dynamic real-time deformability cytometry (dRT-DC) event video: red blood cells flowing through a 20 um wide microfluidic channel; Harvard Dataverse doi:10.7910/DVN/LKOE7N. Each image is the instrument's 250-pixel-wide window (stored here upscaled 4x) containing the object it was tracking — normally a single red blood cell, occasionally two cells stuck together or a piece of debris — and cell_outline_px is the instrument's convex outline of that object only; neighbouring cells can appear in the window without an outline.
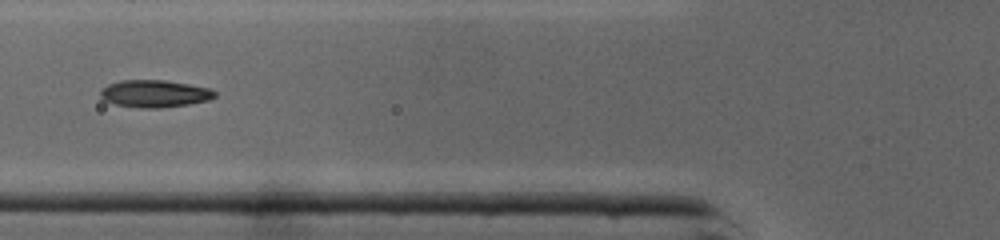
{"species": "common noctule bat (a hibernating species)", "species_latin": "Nyctalus noctula", "temperature_condition": "cold", "stored_images_in_passage": 46, "segment_of_instrument_passage": [2, 2], "camera_frame_rate_fps": 3000, "um_per_image_px": 0.085, "animal": {"sex": "male", "body_mass_g": 19.0, "forearm_length_mm": 50.8}, "frame": {"image": 1, "passage_image": 17, "time_ms": 5.333, "image_size_px": [1000, 240], "cell_outline_px": [[216, 96], [208, 100], [188, 104], [156, 108], [140, 108], [116, 104], [104, 100], [100, 96], [100, 92], [108, 84], [120, 80], [164, 80], [188, 84], [208, 88], [216, 92]], "centroid_in_image_um": [13.13, 7.95], "position_along_channel_um": 112.7, "area_um2": 17.98}}
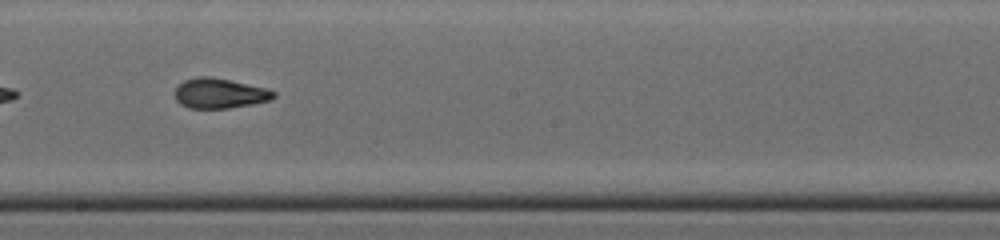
{"frame": {"image": 2, "passage_image": 25, "time_ms": 8.0, "image_size_px": [1000, 240], "cell_outline_px": [[276, 96], [272, 100], [252, 104], [228, 108], [188, 108], [180, 104], [176, 100], [172, 92], [184, 80], [196, 76], [208, 76], [268, 88], [276, 92]], "centroid_in_image_um": [18.65, 7.93], "position_along_channel_um": 229.5, "area_um2": 17.46}}
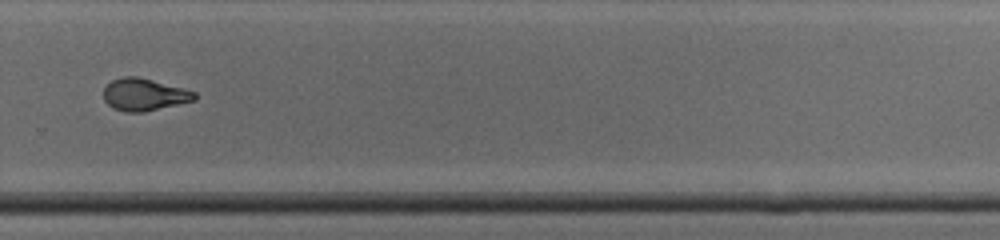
{"frame": {"image": 3, "passage_image": 31, "time_ms": 10.0, "image_size_px": [1000, 240], "cell_outline_px": [[196, 100], [144, 112], [124, 112], [112, 108], [104, 100], [104, 88], [112, 80], [124, 76], [136, 76], [184, 88], [196, 92]], "centroid_in_image_um": [12.25, 8.04], "position_along_channel_um": 317.5, "area_um2": 17.11}}